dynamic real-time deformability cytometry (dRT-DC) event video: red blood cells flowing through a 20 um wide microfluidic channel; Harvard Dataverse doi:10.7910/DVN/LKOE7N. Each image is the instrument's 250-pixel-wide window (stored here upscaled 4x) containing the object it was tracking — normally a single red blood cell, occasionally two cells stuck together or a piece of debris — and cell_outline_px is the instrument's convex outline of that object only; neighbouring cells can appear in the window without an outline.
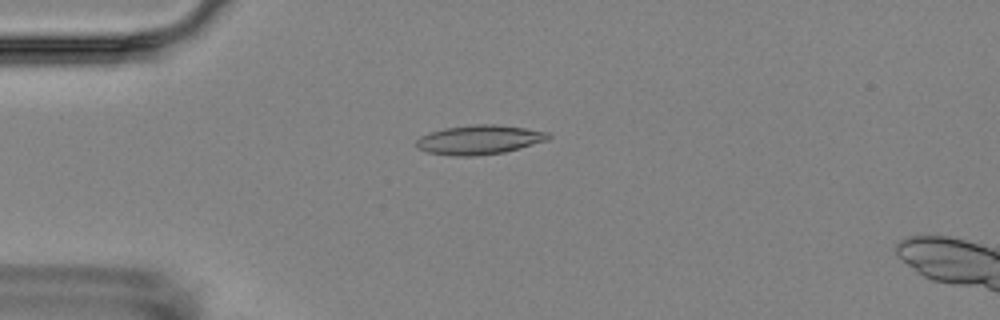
{"species": "Egyptian fruit bat (a non-hibernating species)", "species_latin": "Rousettus aegyptiacus", "temperature_condition": "room temperature", "stored_images_in_passage": 12, "camera_frame_rate_fps": 3000, "um_per_image_px": 0.085, "animal": {"sex": "female"}, "frame": {"image": 1, "passage_image": 3, "time_ms": 2.333, "image_size_px": [1000, 320], "cell_outline_px": [[552, 136], [548, 140], [520, 148], [504, 152], [476, 156], [456, 156], [428, 152], [416, 148], [416, 140], [420, 136], [444, 128], [472, 124], [496, 124], [524, 128], [548, 132]], "centroid_in_image_um": [40.74, 11.88], "position_along_channel_um": 44.3, "area_um2": 22.54}}
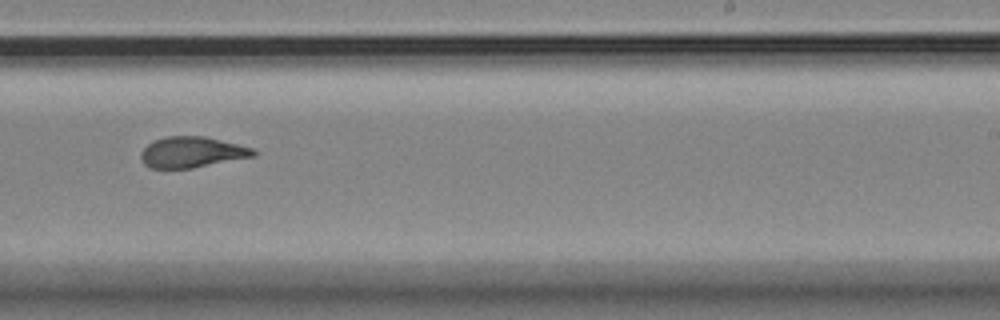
{"frame": {"image": 2, "passage_image": 9, "time_ms": 9.333, "image_size_px": [1000, 320], "cell_outline_px": [[256, 156], [192, 168], [148, 168], [144, 164], [140, 156], [140, 152], [152, 140], [164, 136], [204, 136], [252, 148], [256, 152]], "centroid_in_image_um": [16.27, 12.93], "position_along_channel_um": 272.7, "area_um2": 20.23}}
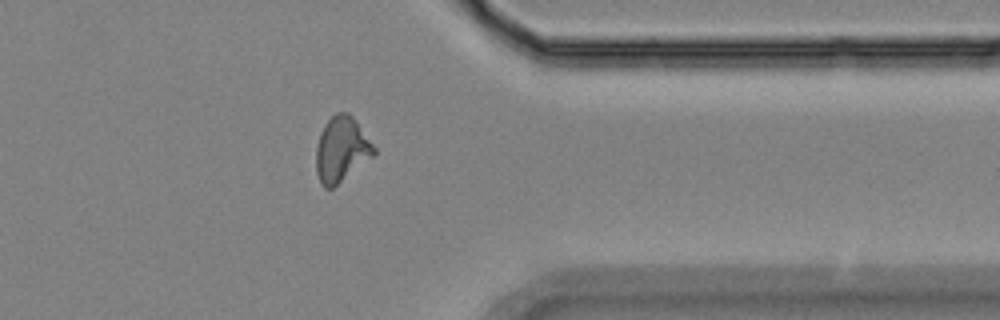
{"frame": {"image": 3, "passage_image": 12, "time_ms": 12.667, "image_size_px": [1000, 320], "cell_outline_px": [[376, 152], [372, 156], [332, 188], [324, 188], [316, 172], [316, 148], [320, 132], [324, 124], [336, 112], [348, 112], [356, 120], [376, 148]], "centroid_in_image_um": [29.01, 12.66], "position_along_channel_um": 382.4, "area_um2": 21.68}, "authors_computed_cell_mechanics": {"area_um2": 21.1837, "velocity_mm_per_s": 3.5458, "shape_relaxation_time_tau1_ms": 9.927, "shape_relaxation_time_tau2_ms": 1.2387, "deformation_change_tau1": 0.2125, "deformation_change_tau2": 0.0661}}